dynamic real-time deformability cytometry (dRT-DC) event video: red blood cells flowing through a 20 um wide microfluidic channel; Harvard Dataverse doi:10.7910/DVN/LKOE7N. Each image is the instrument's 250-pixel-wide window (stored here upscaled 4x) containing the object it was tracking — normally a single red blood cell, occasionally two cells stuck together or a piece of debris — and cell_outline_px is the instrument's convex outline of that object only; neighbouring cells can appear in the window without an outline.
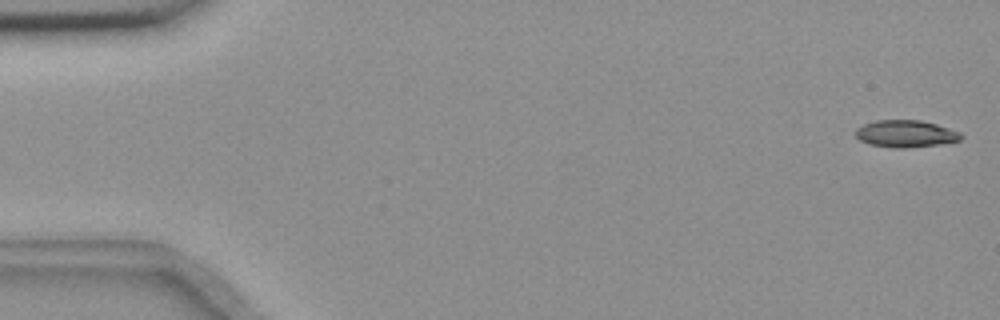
{"species": "common noctule bat (a hibernating species)", "species_latin": "Nyctalus noctula", "temperature_condition": "room temperature", "stored_images_in_passage": 55, "camera_frame_rate_fps": 3000, "um_per_image_px": 0.085, "animal": {"sex": "female", "body_mass_g": 18.4}, "frame": {"image": 1, "passage_image": 2, "time_ms": 0.333, "image_size_px": [1000, 320], "cell_outline_px": [[964, 136], [960, 140], [940, 144], [904, 148], [892, 148], [868, 144], [860, 140], [856, 136], [856, 128], [864, 124], [876, 120], [920, 120], [936, 124], [960, 132]], "centroid_in_image_um": [76.97, 11.37], "position_along_channel_um": 8.0, "area_um2": 16.65}}
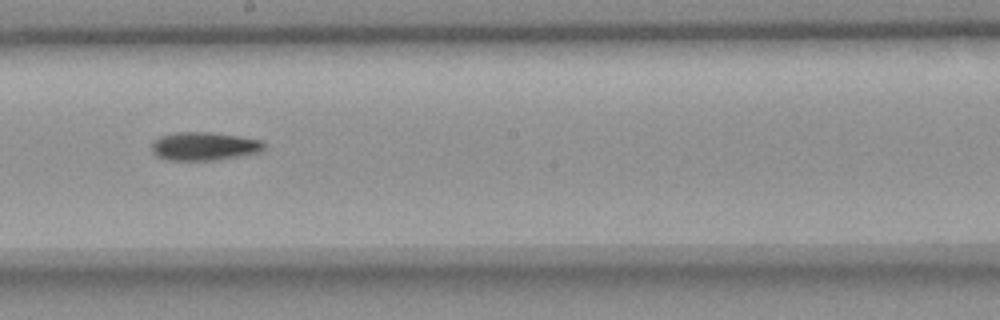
{"frame": {"image": 2, "passage_image": 32, "time_ms": 10.333, "image_size_px": [1000, 320], "cell_outline_px": [[264, 148], [260, 152], [220, 160], [168, 160], [156, 156], [152, 152], [152, 144], [160, 136], [176, 132], [212, 132], [240, 136], [264, 140]], "centroid_in_image_um": [17.39, 12.43], "position_along_channel_um": 230.8, "area_um2": 18.73}}
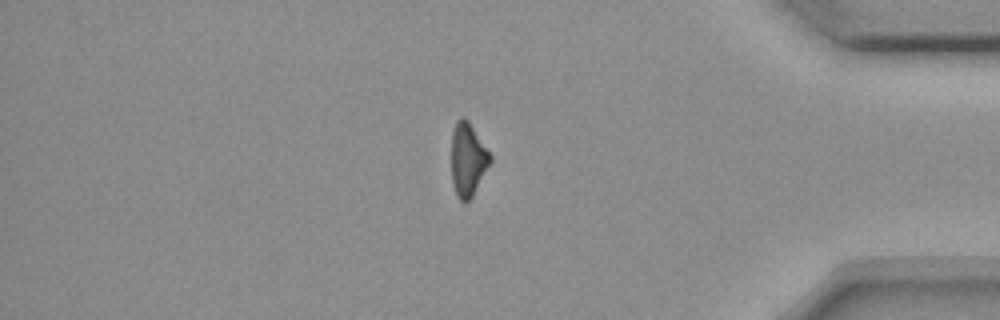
{"frame": {"image": 3, "passage_image": 48, "time_ms": 15.667, "image_size_px": [1000, 320], "cell_outline_px": [[492, 160], [472, 196], [464, 204], [456, 196], [452, 184], [452, 132], [456, 120], [460, 116], [464, 116], [468, 120], [492, 156]], "centroid_in_image_um": [39.75, 13.55], "position_along_channel_um": 395.4, "area_um2": 16.59}}